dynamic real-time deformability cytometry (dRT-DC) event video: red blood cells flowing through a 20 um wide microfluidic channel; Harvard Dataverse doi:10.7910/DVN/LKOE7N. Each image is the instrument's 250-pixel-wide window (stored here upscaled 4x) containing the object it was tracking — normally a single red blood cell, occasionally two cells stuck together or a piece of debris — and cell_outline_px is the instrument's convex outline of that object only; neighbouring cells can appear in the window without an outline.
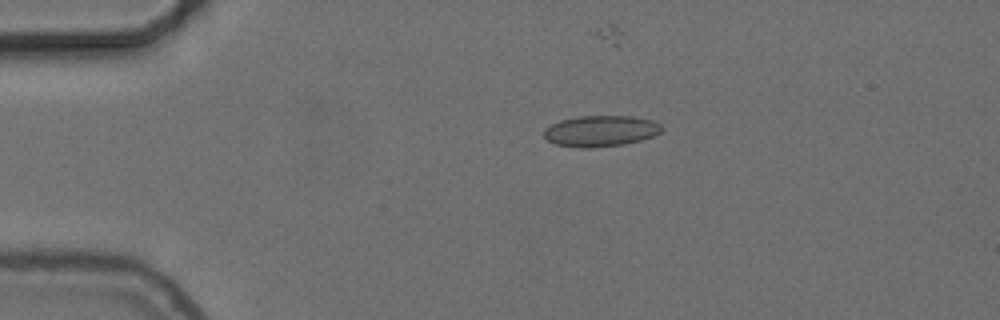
{"species": "common noctule bat (a hibernating species)", "species_latin": "Nyctalus noctula", "temperature_condition": "cold", "stored_images_in_passage": 33, "camera_frame_rate_fps": 3000, "um_per_image_px": 0.085, "animal": {"sex": "female", "body_mass_g": 24.6, "forearm_length_mm": 56.2}, "frame": {"image": 1, "passage_image": 1, "time_ms": 0.0, "image_size_px": [1000, 320], "cell_outline_px": [[664, 128], [660, 132], [652, 136], [640, 140], [624, 144], [588, 148], [580, 148], [556, 144], [548, 140], [544, 136], [544, 128], [560, 120], [576, 116], [632, 116], [652, 120], [660, 124]], "centroid_in_image_um": [51.05, 11.13], "position_along_channel_um": 34.0, "area_um2": 21.27}}
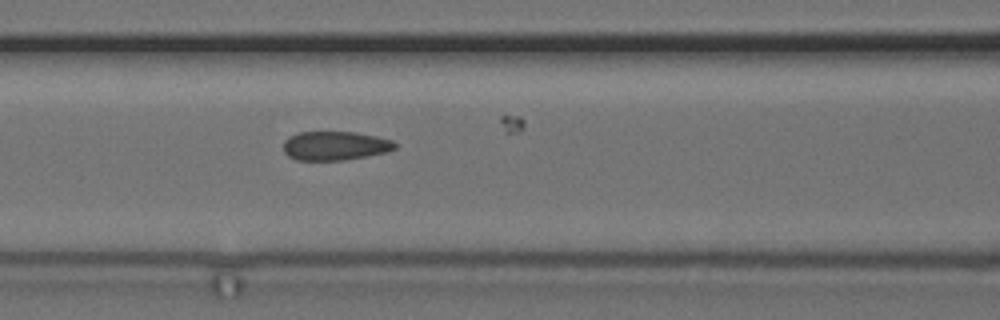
{"frame": {"image": 2, "passage_image": 13, "time_ms": 4.0, "image_size_px": [1000, 320], "cell_outline_px": [[396, 148], [388, 152], [368, 156], [344, 160], [296, 160], [288, 156], [284, 152], [284, 140], [288, 136], [300, 132], [356, 132], [376, 136], [392, 140], [396, 144]], "centroid_in_image_um": [28.48, 12.39], "position_along_channel_um": 138.1, "area_um2": 18.96}}
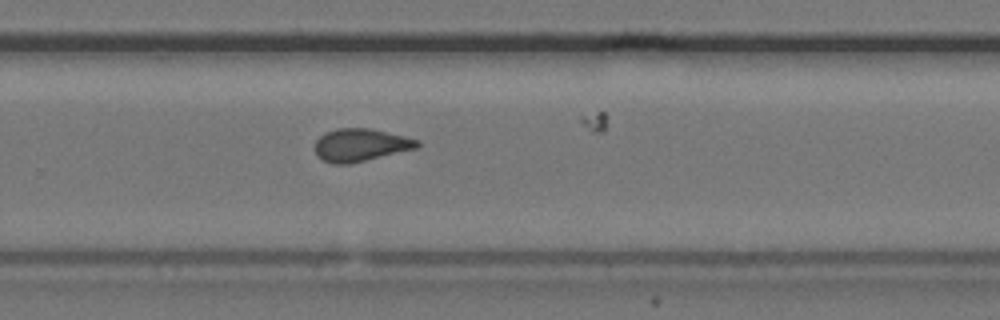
{"frame": {"image": 3, "passage_image": 26, "time_ms": 8.333, "image_size_px": [1000, 320], "cell_outline_px": [[420, 144], [416, 148], [348, 164], [332, 164], [316, 156], [316, 140], [324, 132], [336, 128], [368, 128], [404, 136], [420, 140]], "centroid_in_image_um": [30.61, 12.32], "position_along_channel_um": 299.2, "area_um2": 19.31}}